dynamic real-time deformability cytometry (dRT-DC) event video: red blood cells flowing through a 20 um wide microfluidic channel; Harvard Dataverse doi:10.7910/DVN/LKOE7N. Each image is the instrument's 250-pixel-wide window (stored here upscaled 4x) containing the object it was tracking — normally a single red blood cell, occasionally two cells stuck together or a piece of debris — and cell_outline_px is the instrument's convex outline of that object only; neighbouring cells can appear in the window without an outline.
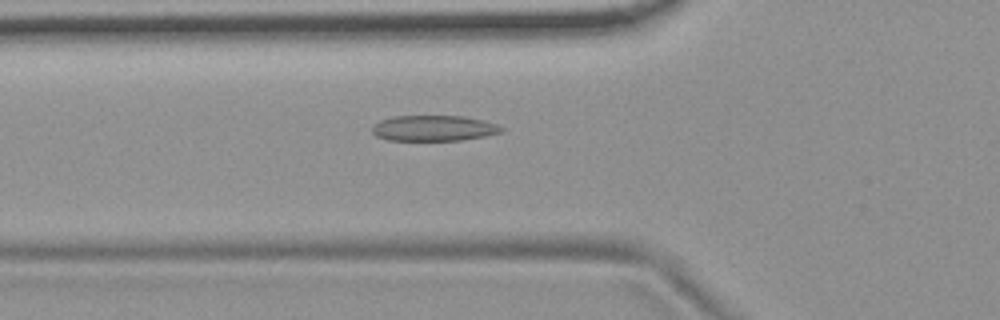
{"species": "common noctule bat (a hibernating species)", "species_latin": "Nyctalus noctula", "temperature_condition": "room temperature", "stored_images_in_passage": 47, "camera_frame_rate_fps": 3000, "um_per_image_px": 0.085, "animal": {"sex": "female", "body_mass_g": 19.9}, "frame": {"image": 1, "passage_image": 13, "time_ms": 4.0, "image_size_px": [1000, 320], "cell_outline_px": [[504, 128], [500, 132], [484, 136], [460, 140], [388, 140], [376, 136], [372, 132], [372, 128], [380, 120], [392, 116], [464, 116], [484, 120], [496, 124]], "centroid_in_image_um": [36.85, 10.89], "position_along_channel_um": 88.9, "area_um2": 19.19}}
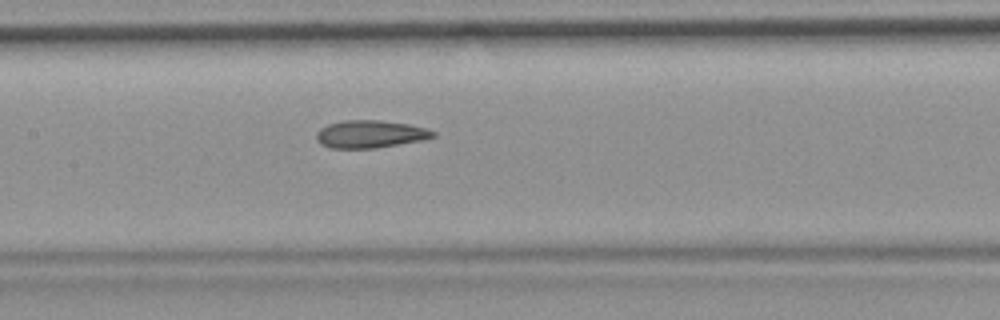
{"frame": {"image": 2, "passage_image": 20, "time_ms": 6.333, "image_size_px": [1000, 320], "cell_outline_px": [[436, 136], [424, 140], [376, 148], [328, 148], [320, 144], [316, 140], [316, 132], [320, 128], [328, 124], [344, 120], [380, 120], [408, 124], [424, 128], [436, 132]], "centroid_in_image_um": [31.44, 11.4], "position_along_channel_um": 176.0, "area_um2": 18.9}}
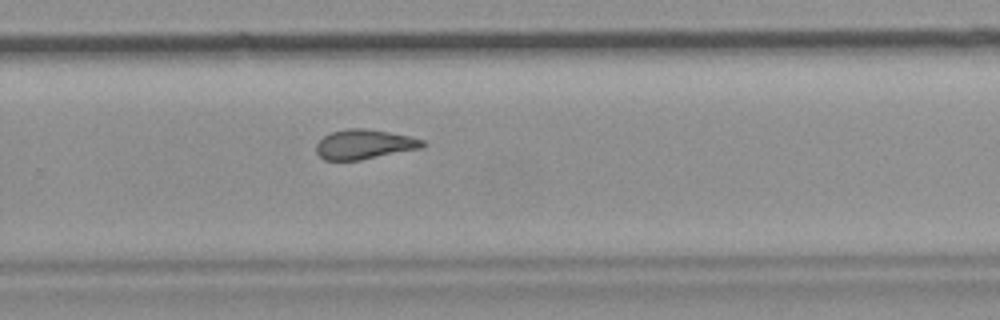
{"frame": {"image": 3, "passage_image": 30, "time_ms": 9.667, "image_size_px": [1000, 320], "cell_outline_px": [[424, 148], [360, 160], [324, 160], [316, 152], [316, 144], [324, 136], [332, 132], [348, 128], [364, 128], [388, 132], [408, 136], [424, 140]], "centroid_in_image_um": [30.97, 12.27], "position_along_channel_um": 298.8, "area_um2": 18.32}, "authors_computed_cell_mechanics": {"area_um2": 19.074, "velocity_mm_per_s": 3.7125, "shape_relaxation_time_tau1_ms": null, "shape_relaxation_time_tau2_ms": 3.3257, "deformation_change_tau1": null, "deformation_change_tau2": 0.1056}}